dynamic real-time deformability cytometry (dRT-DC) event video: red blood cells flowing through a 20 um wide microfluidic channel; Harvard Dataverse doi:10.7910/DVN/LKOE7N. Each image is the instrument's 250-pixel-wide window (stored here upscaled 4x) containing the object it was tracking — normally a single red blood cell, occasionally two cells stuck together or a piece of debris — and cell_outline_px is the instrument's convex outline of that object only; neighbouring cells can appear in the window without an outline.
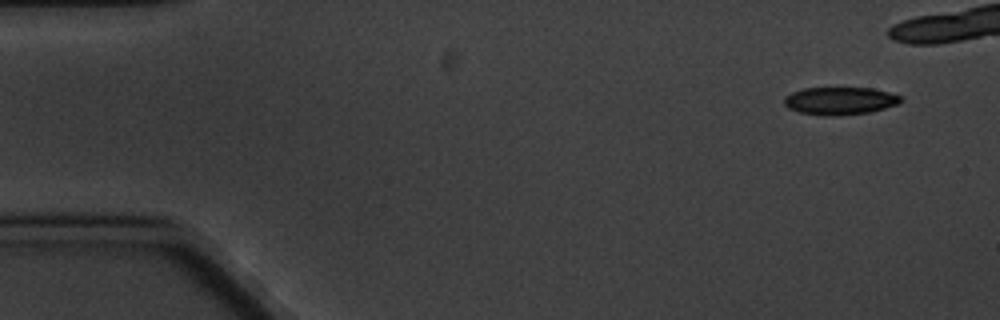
{"species": "common noctule bat (a hibernating species)", "species_latin": "Nyctalus noctula", "temperature_condition": "cold", "stored_images_in_passage": 5, "camera_frame_rate_fps": 3000, "um_per_image_px": 0.085, "animal": {"sex": "male", "body_mass_g": 20.1, "forearm_length_mm": 53.5}, "frame": {"image": 1, "passage_image": 1, "time_ms": 0.0, "image_size_px": [1000, 320], "cell_outline_px": [[904, 100], [900, 104], [868, 112], [840, 116], [824, 116], [800, 112], [788, 108], [784, 104], [784, 96], [792, 92], [804, 88], [872, 88], [888, 92], [900, 96]], "centroid_in_image_um": [71.39, 8.57], "position_along_channel_um": 13.6, "area_um2": 18.9}}